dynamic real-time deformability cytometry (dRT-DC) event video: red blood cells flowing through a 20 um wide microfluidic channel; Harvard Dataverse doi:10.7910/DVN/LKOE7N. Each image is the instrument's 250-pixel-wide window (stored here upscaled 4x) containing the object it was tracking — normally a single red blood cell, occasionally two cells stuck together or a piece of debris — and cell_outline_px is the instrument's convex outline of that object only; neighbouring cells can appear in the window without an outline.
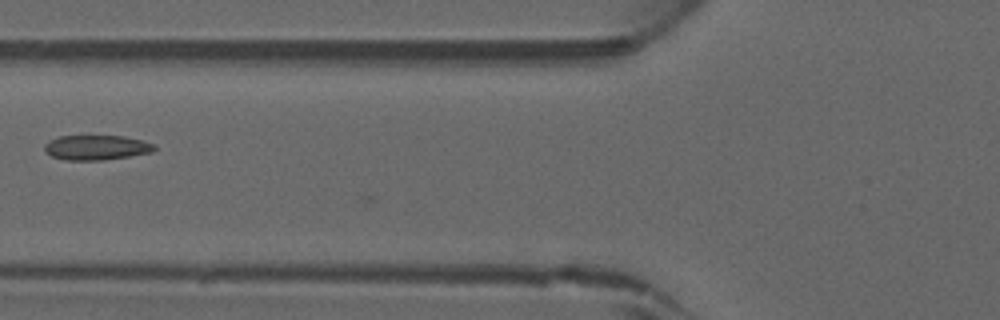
{"species": "common noctule bat (a hibernating species)", "species_latin": "Nyctalus noctula", "temperature_condition": "warm", "stored_images_in_passage": 36, "camera_frame_rate_fps": 3000, "um_per_image_px": 0.085, "animal": {"sex": "male", "forearm_length_mm": 52.5}, "frame": {"image": 1, "passage_image": 9, "time_ms": 2.667, "image_size_px": [1000, 320], "cell_outline_px": [[156, 148], [152, 152], [104, 160], [64, 160], [52, 156], [44, 152], [44, 144], [60, 136], [124, 136], [144, 140], [156, 144]], "centroid_in_image_um": [8.22, 12.54], "position_along_channel_um": 117.6, "area_um2": 15.95}}
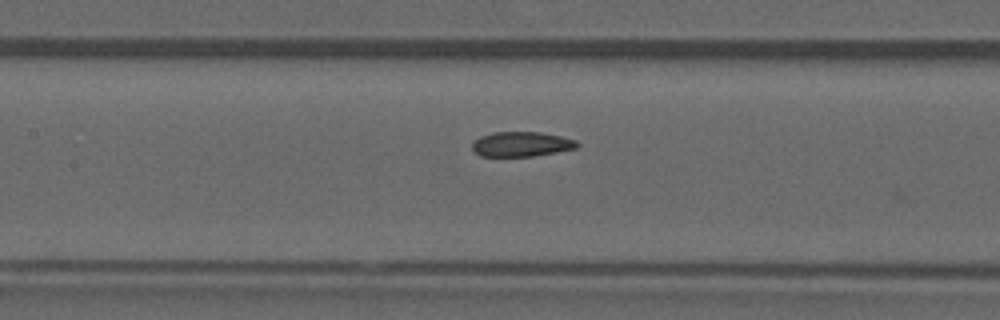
{"frame": {"image": 2, "passage_image": 12, "time_ms": 3.667, "image_size_px": [1000, 320], "cell_outline_px": [[580, 144], [576, 148], [556, 152], [532, 156], [480, 156], [472, 148], [472, 144], [480, 136], [492, 132], [540, 132], [560, 136], [576, 140]], "centroid_in_image_um": [44.32, 12.25], "position_along_channel_um": 163.1, "area_um2": 15.09}}